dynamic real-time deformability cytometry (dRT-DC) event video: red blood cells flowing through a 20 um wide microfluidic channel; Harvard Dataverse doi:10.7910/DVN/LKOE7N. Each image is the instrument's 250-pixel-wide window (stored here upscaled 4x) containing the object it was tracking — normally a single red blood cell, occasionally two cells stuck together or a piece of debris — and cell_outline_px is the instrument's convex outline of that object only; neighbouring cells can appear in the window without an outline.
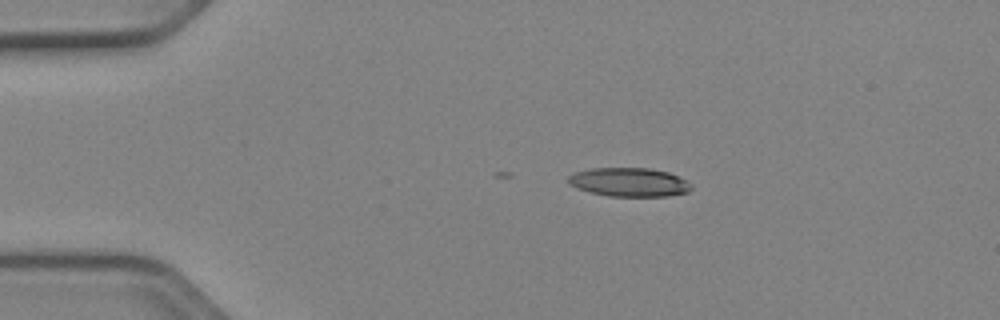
{"species": "Egyptian fruit bat (a non-hibernating species)", "species_latin": "Rousettus aegyptiacus", "temperature_condition": "cold", "stored_images_in_passage": 3, "camera_frame_rate_fps": 3000, "um_per_image_px": 0.085, "animal": {"sex": "female"}, "frame": {"image": 1, "passage_image": 3, "time_ms": 0.667, "image_size_px": [1000, 320], "cell_outline_px": [[692, 188], [688, 192], [668, 196], [608, 196], [588, 192], [576, 188], [568, 180], [568, 176], [576, 172], [592, 168], [648, 168], [668, 172], [692, 184]], "centroid_in_image_um": [53.48, 15.49], "position_along_channel_um": 31.5, "area_um2": 20.52}}